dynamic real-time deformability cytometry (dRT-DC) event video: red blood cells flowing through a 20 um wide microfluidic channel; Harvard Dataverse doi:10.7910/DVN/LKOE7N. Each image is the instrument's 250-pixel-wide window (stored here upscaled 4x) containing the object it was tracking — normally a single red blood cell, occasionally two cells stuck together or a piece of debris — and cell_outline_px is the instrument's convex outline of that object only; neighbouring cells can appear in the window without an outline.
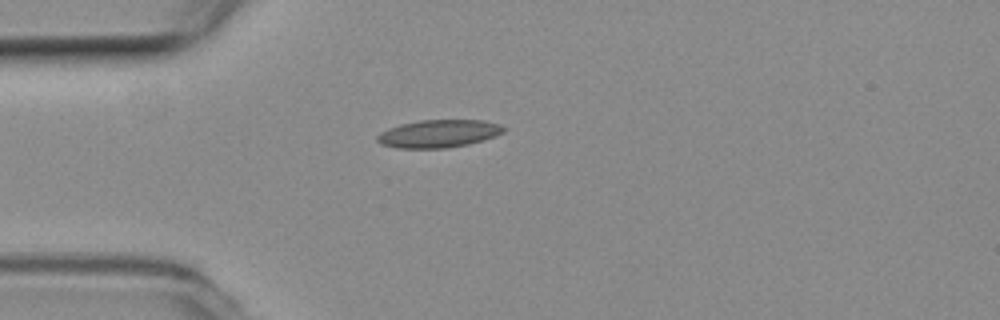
{"species": "common noctule bat (a hibernating species)", "species_latin": "Nyctalus noctula", "temperature_condition": "room temperature", "stored_images_in_passage": 21, "camera_frame_rate_fps": 3000, "um_per_image_px": 0.085, "animal": {"sex": "female", "body_mass_g": 19.3, "forearm_length_mm": 54.1}, "frame": {"image": 1, "passage_image": 1, "time_ms": 0.0, "image_size_px": [1000, 320], "cell_outline_px": [[504, 132], [496, 136], [484, 140], [468, 144], [448, 148], [396, 148], [380, 144], [376, 140], [376, 136], [380, 132], [400, 124], [420, 120], [484, 120], [500, 124], [504, 128]], "centroid_in_image_um": [37.28, 11.36], "position_along_channel_um": 47.7, "area_um2": 20.58}}
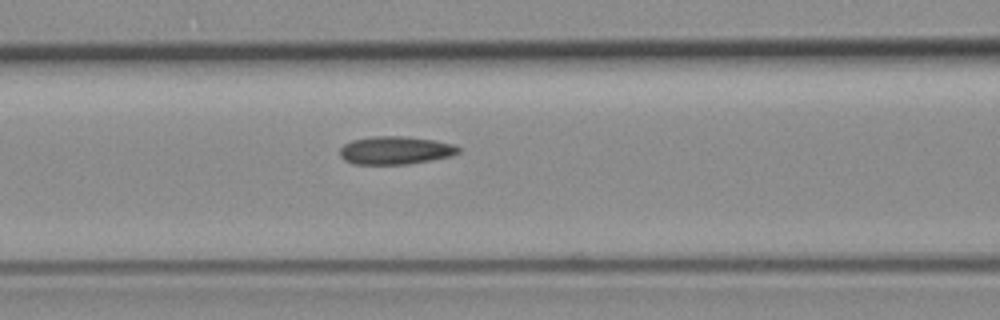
{"frame": {"image": 2, "passage_image": 9, "time_ms": 2.667, "image_size_px": [1000, 320], "cell_outline_px": [[460, 152], [452, 156], [432, 160], [408, 164], [352, 164], [344, 160], [340, 156], [340, 148], [344, 144], [352, 140], [372, 136], [404, 136], [432, 140], [456, 144], [460, 148]], "centroid_in_image_um": [33.62, 12.78], "position_along_channel_um": 133.0, "area_um2": 19.54}}
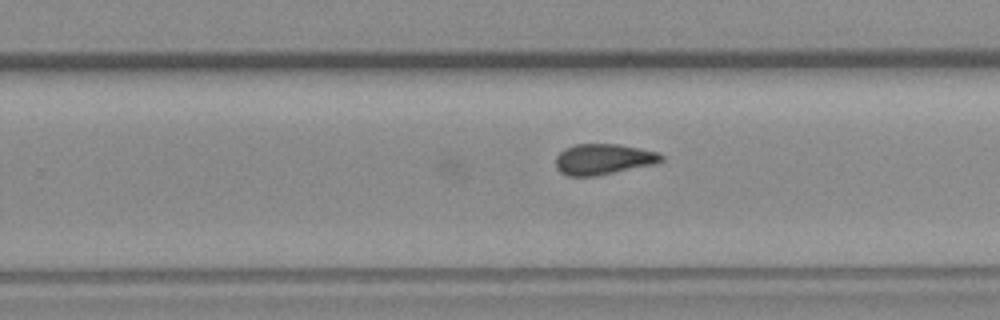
{"frame": {"image": 3, "passage_image": 21, "time_ms": 6.667, "image_size_px": [1000, 320], "cell_outline_px": [[664, 160], [660, 164], [596, 176], [568, 176], [560, 172], [556, 168], [556, 156], [564, 148], [576, 144], [616, 144], [640, 148], [656, 152], [664, 156]], "centroid_in_image_um": [51.32, 13.54], "position_along_channel_um": 278.5, "area_um2": 19.25}}